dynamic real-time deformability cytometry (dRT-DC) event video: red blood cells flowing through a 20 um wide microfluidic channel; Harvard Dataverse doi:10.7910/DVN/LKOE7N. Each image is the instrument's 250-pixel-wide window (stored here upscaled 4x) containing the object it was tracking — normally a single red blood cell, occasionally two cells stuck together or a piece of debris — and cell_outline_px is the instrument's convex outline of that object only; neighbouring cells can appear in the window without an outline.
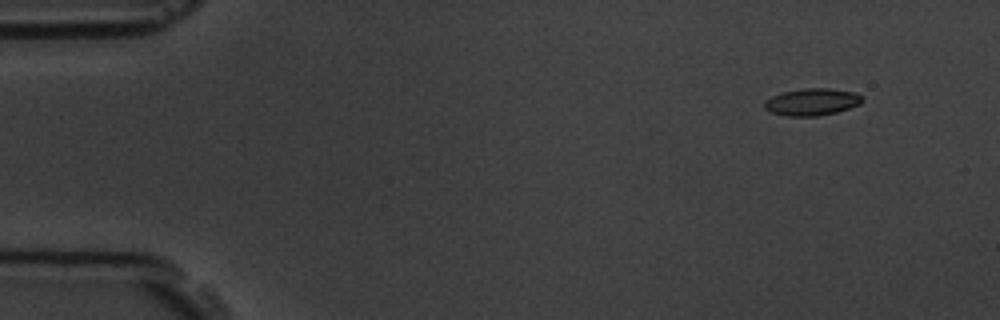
{"species": "common noctule bat (a hibernating species)", "species_latin": "Nyctalus noctula", "temperature_condition": "room temperature", "stored_images_in_passage": 3, "camera_frame_rate_fps": 3000, "um_per_image_px": 0.085, "animal": {"sex": "male", "body_mass_g": 19.5, "forearm_length_mm": 54.6}, "frame": {"image": 1, "passage_image": 1, "time_ms": 0.0, "image_size_px": [1000, 320], "cell_outline_px": [[864, 100], [860, 104], [836, 112], [816, 116], [784, 116], [772, 112], [764, 108], [764, 100], [772, 96], [784, 92], [804, 88], [828, 88], [852, 92], [864, 96]], "centroid_in_image_um": [69.01, 8.66], "position_along_channel_um": 16.0, "area_um2": 15.37}}